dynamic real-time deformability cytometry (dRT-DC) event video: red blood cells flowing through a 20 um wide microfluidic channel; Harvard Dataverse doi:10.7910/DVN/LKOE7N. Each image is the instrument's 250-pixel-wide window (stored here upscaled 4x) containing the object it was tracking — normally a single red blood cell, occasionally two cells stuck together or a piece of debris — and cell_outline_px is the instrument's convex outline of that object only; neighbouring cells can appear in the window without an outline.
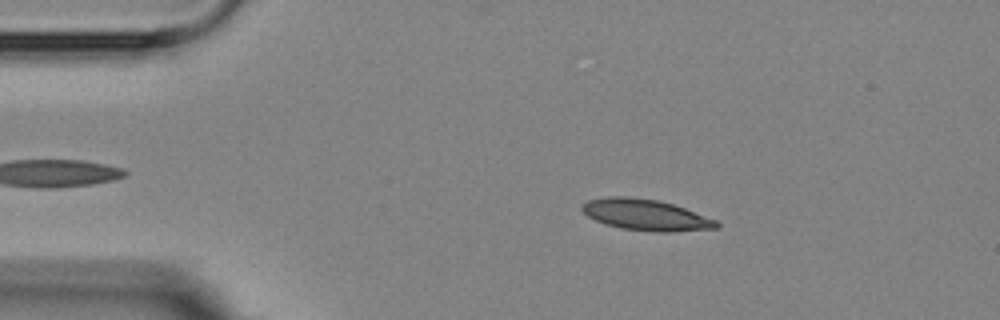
{"species": "Egyptian fruit bat (a non-hibernating species)", "species_latin": "Rousettus aegyptiacus", "temperature_condition": "room temperature", "stored_images_in_passage": 3, "camera_frame_rate_fps": 3000, "um_per_image_px": 0.085, "animal": {"sex": "female"}, "frame": {"image": 1, "passage_image": 2, "time_ms": 1.0, "image_size_px": [1000, 320], "cell_outline_px": [[720, 228], [668, 232], [656, 232], [620, 228], [604, 224], [588, 216], [580, 208], [588, 200], [604, 196], [628, 196], [660, 200], [684, 208], [716, 220], [720, 224]], "centroid_in_image_um": [54.88, 18.26], "position_along_channel_um": 30.1, "area_um2": 24.45}}